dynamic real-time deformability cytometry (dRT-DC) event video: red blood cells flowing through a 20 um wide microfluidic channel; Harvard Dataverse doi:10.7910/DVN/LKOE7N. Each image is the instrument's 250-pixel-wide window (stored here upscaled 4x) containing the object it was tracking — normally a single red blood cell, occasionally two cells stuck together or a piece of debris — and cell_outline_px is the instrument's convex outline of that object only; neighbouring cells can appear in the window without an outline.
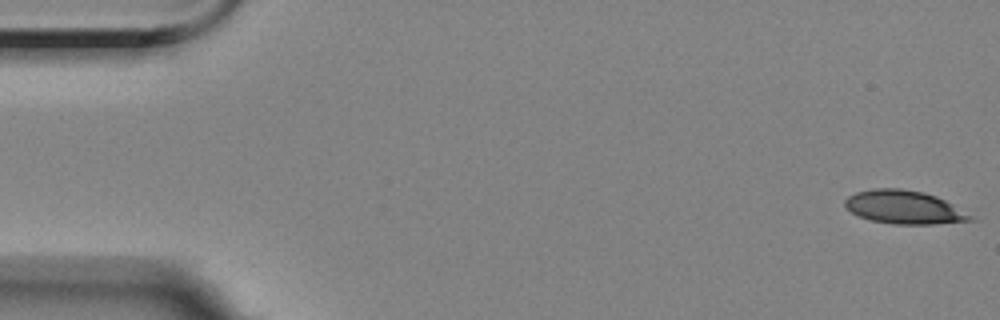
{"species": "Egyptian fruit bat (a non-hibernating species)", "species_latin": "Rousettus aegyptiacus", "temperature_condition": "room temperature", "stored_images_in_passage": 4, "camera_frame_rate_fps": 3000, "um_per_image_px": 0.085, "animal": {"sex": "female"}, "frame": {"image": 1, "passage_image": 1, "time_ms": 0.0, "image_size_px": [1000, 320], "cell_outline_px": [[980, 220], [932, 224], [892, 224], [872, 220], [856, 216], [844, 208], [844, 200], [848, 196], [856, 192], [872, 188], [900, 188], [924, 192], [976, 208]], "centroid_in_image_um": [77.12, 17.62], "position_along_channel_um": 7.9, "area_um2": 26.18}}